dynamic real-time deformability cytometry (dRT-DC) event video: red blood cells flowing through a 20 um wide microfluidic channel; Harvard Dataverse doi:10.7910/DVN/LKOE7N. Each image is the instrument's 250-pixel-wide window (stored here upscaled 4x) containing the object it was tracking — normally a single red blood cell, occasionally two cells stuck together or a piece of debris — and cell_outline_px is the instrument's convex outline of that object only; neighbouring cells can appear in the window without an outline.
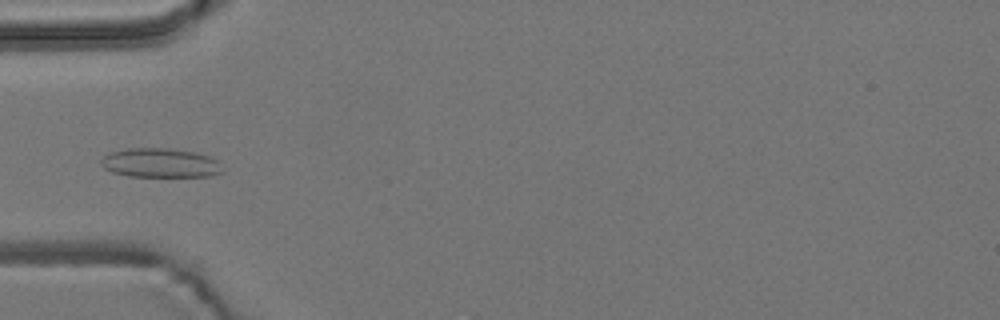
{"species": "common noctule bat (a hibernating species)", "species_latin": "Nyctalus noctula", "temperature_condition": "room temperature", "stored_images_in_passage": 8, "camera_frame_rate_fps": 3000, "um_per_image_px": 0.085, "animal": {"sex": "male", "body_mass_g": 19.2, "forearm_length_mm": 51.8}, "frame": {"image": 1, "passage_image": 5, "time_ms": 4.667, "image_size_px": [1000, 320], "cell_outline_px": [[224, 172], [212, 176], [128, 176], [112, 172], [104, 168], [100, 164], [100, 160], [108, 152], [124, 148], [172, 148], [196, 152], [212, 156], [216, 160]], "centroid_in_image_um": [13.61, 13.83], "position_along_channel_um": 71.4, "area_um2": 20.98}}
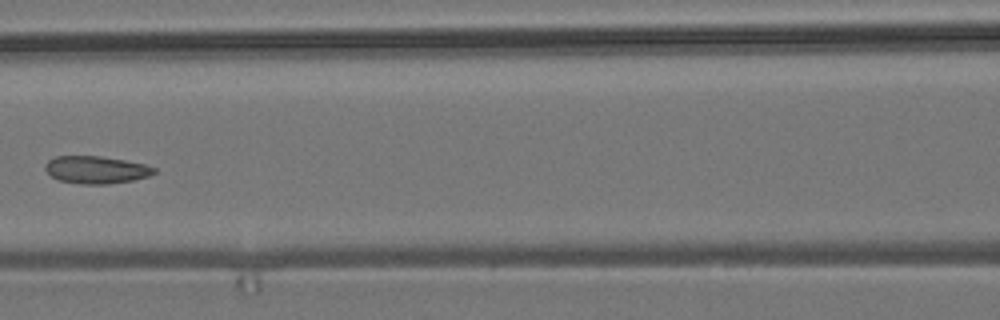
{"frame": {"image": 2, "passage_image": 7, "time_ms": 7.0, "image_size_px": [1000, 320], "cell_outline_px": [[156, 172], [148, 176], [132, 180], [108, 184], [80, 184], [56, 180], [44, 168], [44, 164], [48, 160], [56, 156], [100, 156], [124, 160], [144, 164], [156, 168]], "centroid_in_image_um": [8.14, 14.43], "position_along_channel_um": 158.5, "area_um2": 17.46}}
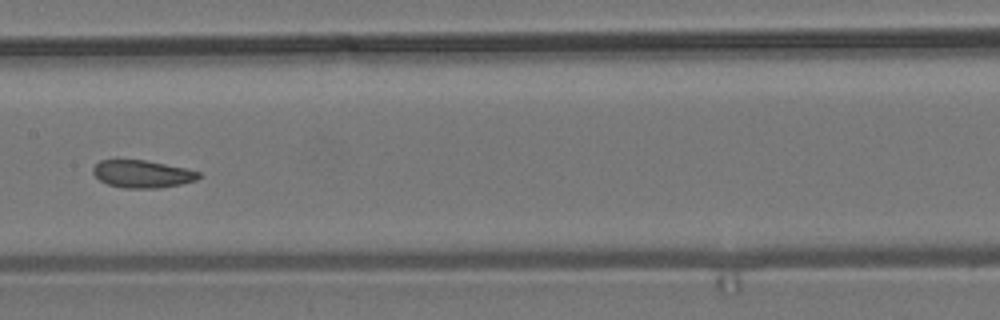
{"frame": {"image": 3, "passage_image": 8, "time_ms": 8.0, "image_size_px": [1000, 320], "cell_outline_px": [[200, 176], [196, 180], [180, 184], [160, 188], [124, 188], [108, 184], [100, 180], [92, 172], [92, 168], [100, 160], [144, 160], [184, 168], [200, 172]], "centroid_in_image_um": [12.08, 14.79], "position_along_channel_um": 195.3, "area_um2": 16.76}}